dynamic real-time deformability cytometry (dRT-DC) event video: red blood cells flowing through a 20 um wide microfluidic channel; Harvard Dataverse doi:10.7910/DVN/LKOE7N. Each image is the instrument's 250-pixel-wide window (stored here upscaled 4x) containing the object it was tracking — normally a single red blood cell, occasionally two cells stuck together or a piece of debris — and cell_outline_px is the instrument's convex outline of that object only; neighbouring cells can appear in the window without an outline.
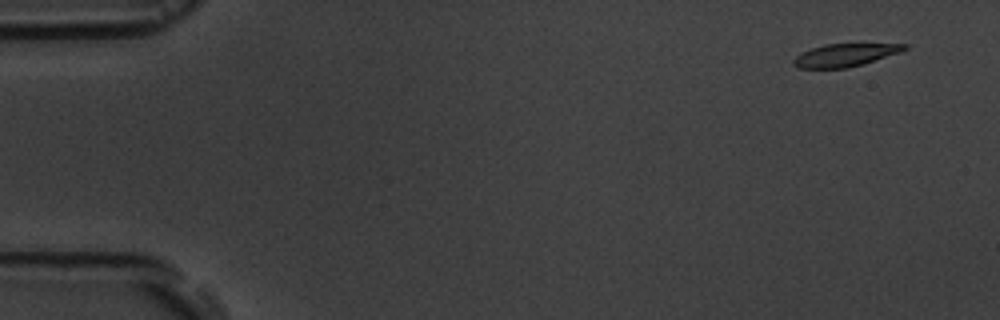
{"species": "common noctule bat (a hibernating species)", "species_latin": "Nyctalus noctula", "temperature_condition": "room temperature", "stored_images_in_passage": 5, "camera_frame_rate_fps": 3000, "um_per_image_px": 0.085, "animal": {"sex": "male", "body_mass_g": 19.5, "forearm_length_mm": 54.6}, "frame": {"image": 1, "passage_image": 2, "time_ms": 1.0, "image_size_px": [1000, 320], "cell_outline_px": [[908, 48], [900, 52], [864, 64], [848, 68], [800, 68], [792, 64], [792, 60], [796, 56], [812, 48], [824, 44], [908, 44]], "centroid_in_image_um": [71.83, 4.69], "position_along_channel_um": 13.2, "area_um2": 14.62}}
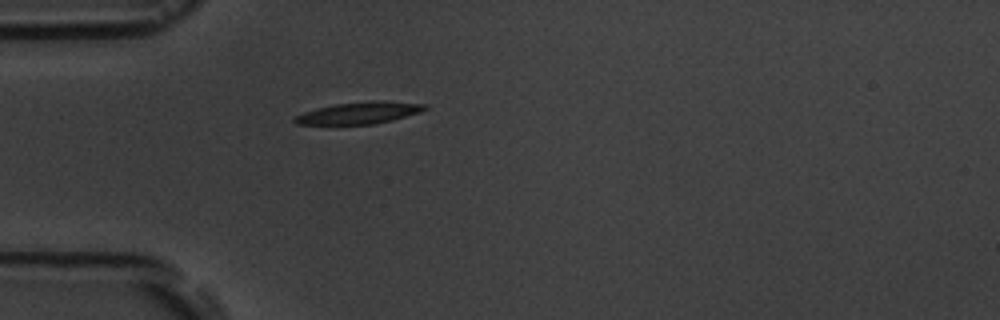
{"frame": {"image": 2, "passage_image": 5, "time_ms": 5.333, "image_size_px": [1000, 320], "cell_outline_px": [[428, 108], [420, 112], [392, 120], [376, 124], [296, 124], [292, 120], [296, 116], [304, 112], [316, 108], [336, 104], [376, 100], [428, 104]], "centroid_in_image_um": [30.56, 9.59], "position_along_channel_um": 54.4, "area_um2": 16.47}}